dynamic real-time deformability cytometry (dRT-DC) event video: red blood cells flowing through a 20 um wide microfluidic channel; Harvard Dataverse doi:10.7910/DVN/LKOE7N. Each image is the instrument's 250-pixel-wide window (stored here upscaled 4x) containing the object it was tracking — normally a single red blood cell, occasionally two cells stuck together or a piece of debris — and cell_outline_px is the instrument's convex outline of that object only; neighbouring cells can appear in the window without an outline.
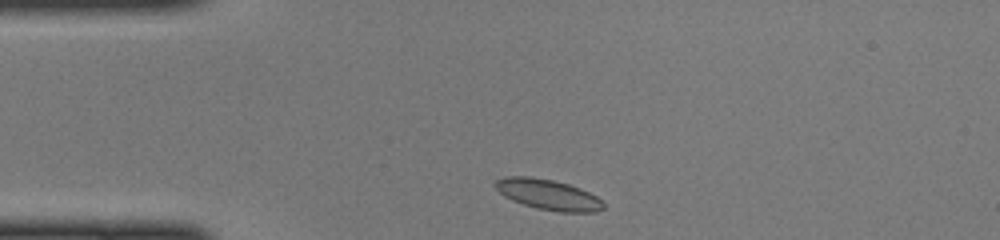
{"species": "common noctule bat (a hibernating species)", "species_latin": "Nyctalus noctula", "temperature_condition": "cold", "stored_images_in_passage": 38, "camera_frame_rate_fps": 3000, "um_per_image_px": 0.085, "animal": {"sex": "female", "body_mass_g": 22.0, "forearm_length_mm": 56.7}, "frame": {"image": 1, "passage_image": 1, "time_ms": 0.0, "image_size_px": [1000, 240], "cell_outline_px": [[604, 208], [596, 212], [560, 212], [536, 208], [512, 200], [504, 196], [492, 184], [496, 180], [504, 176], [528, 176], [552, 180], [568, 184], [580, 188], [596, 196], [604, 204]], "centroid_in_image_um": [46.57, 16.53], "position_along_channel_um": 38.4, "area_um2": 19.13}}
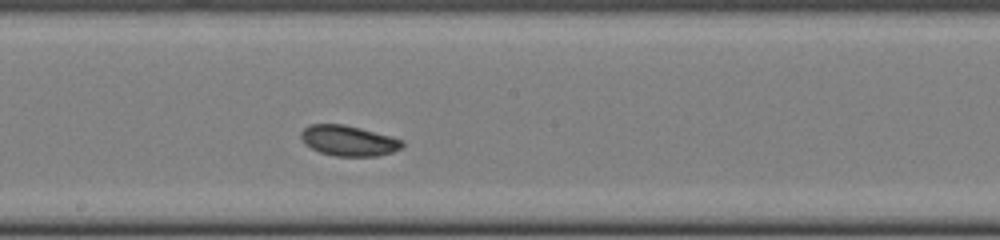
{"frame": {"image": 2, "passage_image": 16, "time_ms": 5.0, "image_size_px": [1000, 240], "cell_outline_px": [[404, 144], [400, 148], [392, 152], [376, 156], [336, 156], [320, 152], [304, 144], [300, 136], [300, 132], [308, 124], [344, 124], [392, 136], [404, 140]], "centroid_in_image_um": [29.61, 11.95], "position_along_channel_um": 218.6, "area_um2": 18.03}}
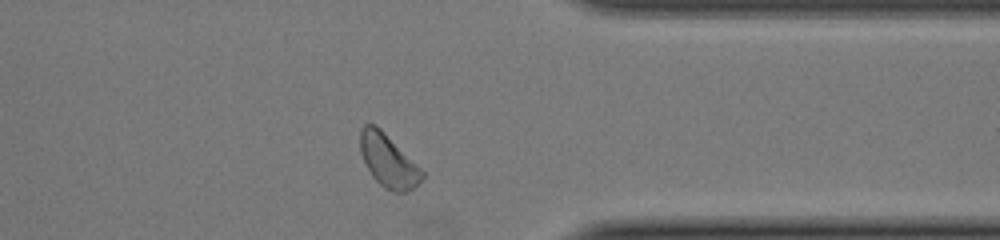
{"frame": {"image": 3, "passage_image": 28, "time_ms": 9.0, "image_size_px": [1000, 240], "cell_outline_px": [[424, 176], [412, 188], [404, 192], [392, 192], [384, 188], [372, 176], [360, 152], [360, 128], [364, 124], [376, 124], [424, 172]], "centroid_in_image_um": [32.96, 13.65], "position_along_channel_um": 378.4, "area_um2": 18.67}}